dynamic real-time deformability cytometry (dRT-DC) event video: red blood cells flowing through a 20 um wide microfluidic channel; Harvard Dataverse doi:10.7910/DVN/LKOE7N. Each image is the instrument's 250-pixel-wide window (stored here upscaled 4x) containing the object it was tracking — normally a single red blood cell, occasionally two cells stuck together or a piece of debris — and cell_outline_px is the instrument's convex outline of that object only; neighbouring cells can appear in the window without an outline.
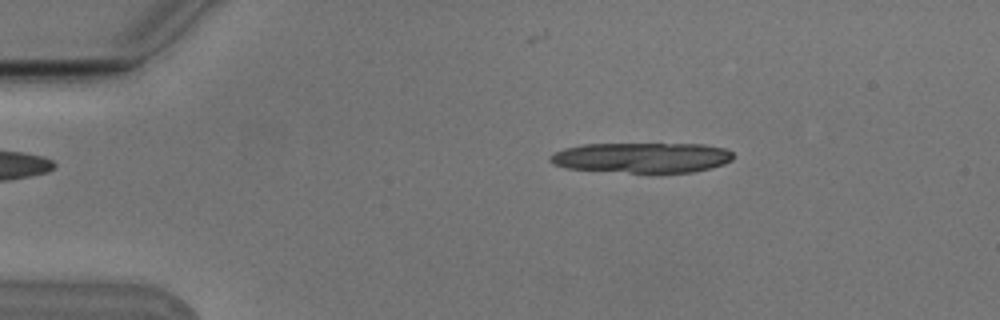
{"species": "Egyptian fruit bat (a non-hibernating species)", "species_latin": "Rousettus aegyptiacus", "temperature_condition": "cold", "stored_images_in_passage": 4, "camera_frame_rate_fps": 3000, "um_per_image_px": 0.085, "animal": {"sex": "male"}, "frame": {"image": 1, "passage_image": 1, "time_ms": 0.0, "image_size_px": [1000, 320], "cell_outline_px": [[736, 156], [732, 160], [724, 164], [692, 172], [628, 172], [568, 168], [552, 164], [548, 160], [548, 156], [564, 148], [584, 144], [704, 144], [724, 148], [732, 152]], "centroid_in_image_um": [54.57, 13.39], "position_along_channel_um": 30.4, "area_um2": 32.14}}